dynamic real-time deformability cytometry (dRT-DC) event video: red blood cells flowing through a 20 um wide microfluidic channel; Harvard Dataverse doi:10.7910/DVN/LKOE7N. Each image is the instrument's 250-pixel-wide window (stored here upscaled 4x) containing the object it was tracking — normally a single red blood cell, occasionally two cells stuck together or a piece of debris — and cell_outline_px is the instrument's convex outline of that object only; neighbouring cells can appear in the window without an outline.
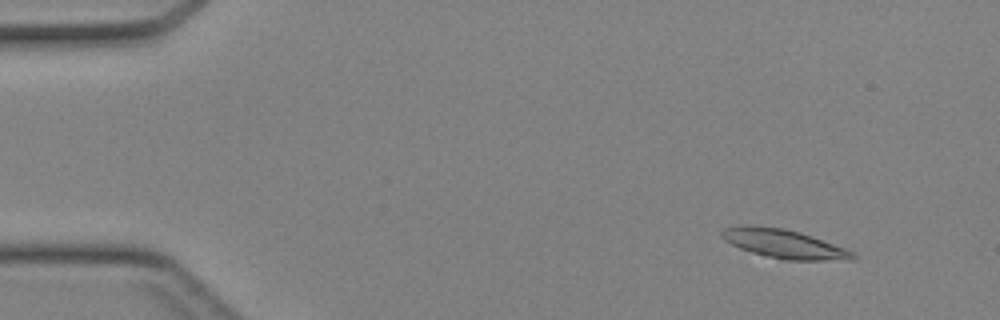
{"species": "Egyptian fruit bat (a non-hibernating species)", "species_latin": "Rousettus aegyptiacus", "temperature_condition": "cold", "stored_images_in_passage": 12, "camera_frame_rate_fps": 3000, "um_per_image_px": 0.085, "animal": {"sex": "female"}, "frame": {"image": 1, "passage_image": 4, "time_ms": 1.0, "image_size_px": [1000, 320], "cell_outline_px": [[860, 256], [856, 260], [784, 260], [764, 256], [740, 248], [724, 240], [720, 236], [720, 232], [724, 228], [744, 224], [752, 224], [784, 228], [800, 232], [812, 236], [856, 252]], "centroid_in_image_um": [66.67, 20.72], "position_along_channel_um": 18.3, "area_um2": 22.48}}